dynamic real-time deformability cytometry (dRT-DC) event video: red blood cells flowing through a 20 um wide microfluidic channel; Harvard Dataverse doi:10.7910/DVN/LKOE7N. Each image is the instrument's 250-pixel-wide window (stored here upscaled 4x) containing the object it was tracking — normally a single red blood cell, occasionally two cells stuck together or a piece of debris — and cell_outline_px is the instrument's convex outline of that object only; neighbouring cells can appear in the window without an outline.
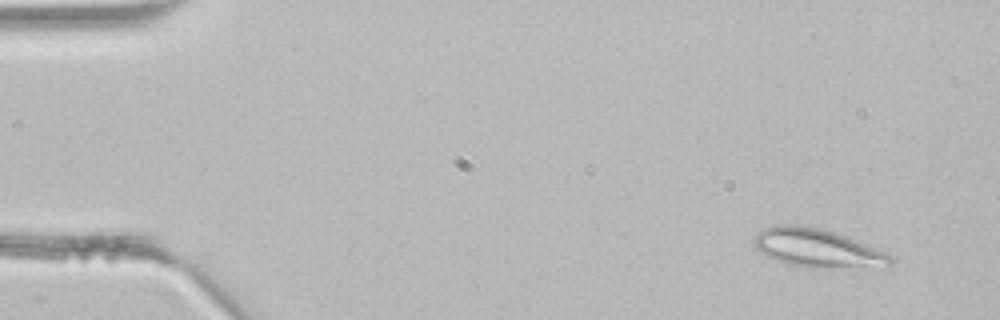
{"species": "common noctule bat (a hibernating species)", "species_latin": "Nyctalus noctula", "temperature_condition": "room temperature", "stored_images_in_passage": 4, "camera_frame_rate_fps": 3000, "um_per_image_px": 0.085, "animal": {"sex": "male", "body_mass_g": 21.5, "forearm_length_mm": 52.0}, "frame": {"image": 1, "passage_image": 1, "time_ms": 0.0, "image_size_px": [1000, 320], "cell_outline_px": [[892, 260], [888, 264], [816, 268], [808, 268], [788, 264], [776, 260], [760, 252], [756, 248], [752, 240], [756, 232], [764, 228], [776, 224], [796, 224], [816, 228], [832, 232], [856, 240], [884, 252], [892, 256]], "centroid_in_image_um": [69.31, 21.06], "position_along_channel_um": 15.7, "area_um2": 29.77}}